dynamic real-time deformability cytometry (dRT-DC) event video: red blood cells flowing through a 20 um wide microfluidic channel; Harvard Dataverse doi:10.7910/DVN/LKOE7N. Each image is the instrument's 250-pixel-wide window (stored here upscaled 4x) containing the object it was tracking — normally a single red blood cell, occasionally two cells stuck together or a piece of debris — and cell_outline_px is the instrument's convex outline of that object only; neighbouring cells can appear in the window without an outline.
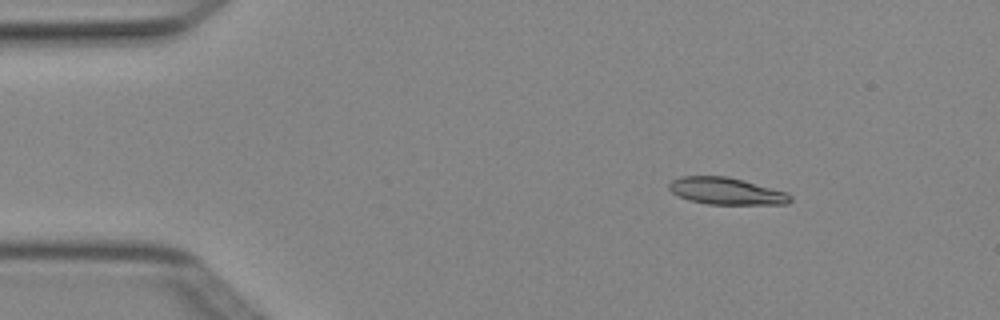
{"species": "Egyptian fruit bat (a non-hibernating species)", "species_latin": "Rousettus aegyptiacus", "temperature_condition": "cold", "stored_images_in_passage": 3, "camera_frame_rate_fps": 3000, "um_per_image_px": 0.085, "animal": {"sex": "female"}, "frame": {"image": 1, "passage_image": 1, "time_ms": 0.0, "image_size_px": [1000, 320], "cell_outline_px": [[792, 200], [788, 204], [708, 204], [688, 200], [672, 192], [668, 188], [668, 184], [672, 180], [680, 176], [728, 176], [744, 180], [788, 192], [792, 196]], "centroid_in_image_um": [61.76, 16.24], "position_along_channel_um": 23.2, "area_um2": 19.19}}
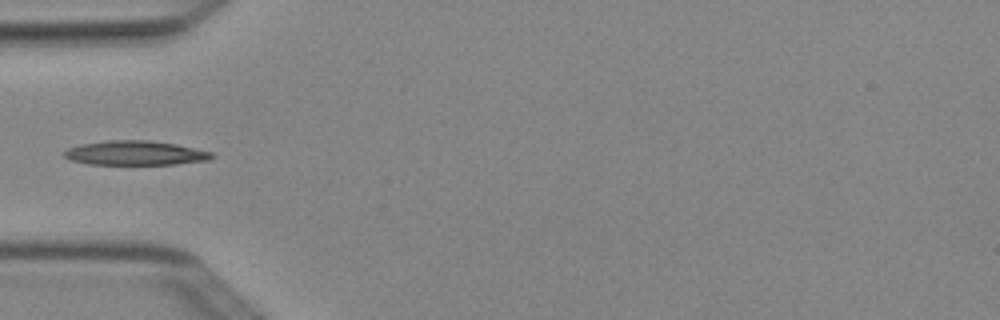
{"frame": {"image": 2, "passage_image": 3, "time_ms": 0.667, "image_size_px": [1000, 320], "cell_outline_px": [[216, 156], [208, 160], [176, 164], [88, 164], [72, 160], [64, 156], [64, 152], [68, 148], [80, 144], [104, 140], [148, 140], [176, 144], [212, 152]], "centroid_in_image_um": [11.5, 13.0], "position_along_channel_um": 73.5, "area_um2": 20.92}}